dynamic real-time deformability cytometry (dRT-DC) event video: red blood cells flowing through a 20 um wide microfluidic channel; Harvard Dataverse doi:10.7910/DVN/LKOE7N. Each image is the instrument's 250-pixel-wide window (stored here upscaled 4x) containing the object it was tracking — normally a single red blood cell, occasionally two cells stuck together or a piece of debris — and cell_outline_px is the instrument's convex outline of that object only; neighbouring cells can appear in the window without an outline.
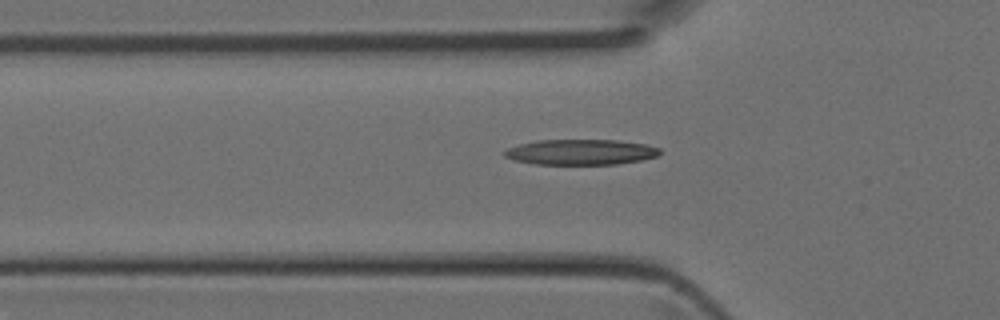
{"species": "Egyptian fruit bat (a non-hibernating species)", "species_latin": "Rousettus aegyptiacus", "temperature_condition": "room temperature", "stored_images_in_passage": 32, "camera_frame_rate_fps": 3000, "um_per_image_px": 0.085, "animal": {"sex": "female"}, "frame": {"image": 1, "passage_image": 3, "time_ms": 0.667, "image_size_px": [1000, 320], "cell_outline_px": [[660, 152], [656, 156], [640, 160], [616, 164], [536, 164], [516, 160], [504, 156], [504, 152], [508, 148], [520, 144], [536, 140], [616, 140], [644, 144], [660, 148]], "centroid_in_image_um": [49.36, 12.92], "position_along_channel_um": 76.4, "area_um2": 22.77}}
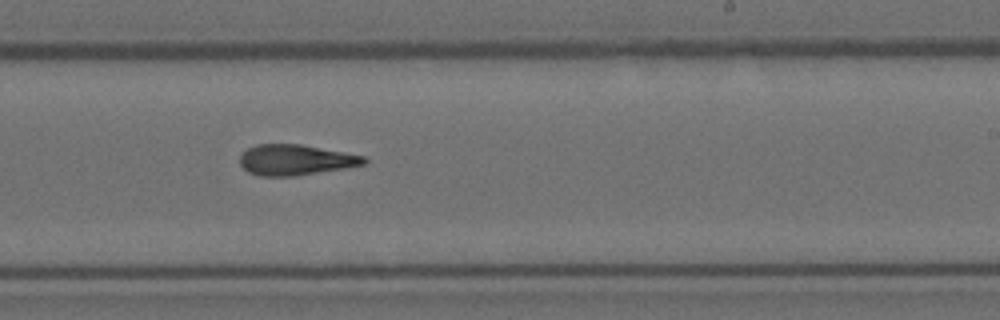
{"frame": {"image": 2, "passage_image": 15, "time_ms": 4.667, "image_size_px": [1000, 320], "cell_outline_px": [[368, 164], [348, 168], [292, 176], [260, 176], [248, 172], [240, 164], [240, 156], [248, 148], [256, 144], [300, 144], [364, 156], [368, 160]], "centroid_in_image_um": [25.14, 13.59], "position_along_channel_um": 263.9, "area_um2": 22.14}}
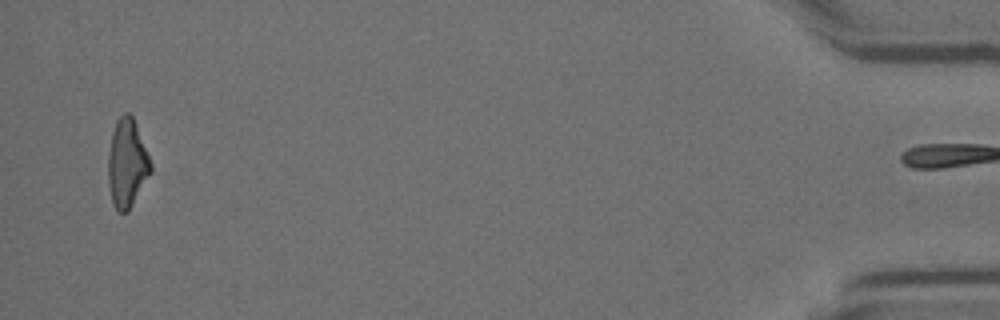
{"frame": {"image": 3, "passage_image": 31, "time_ms": 10.0, "image_size_px": [1000, 320], "cell_outline_px": [[152, 172], [128, 212], [120, 212], [112, 204], [108, 184], [108, 156], [112, 132], [116, 120], [124, 112], [128, 112], [132, 116], [152, 164]], "centroid_in_image_um": [10.79, 13.9], "position_along_channel_um": 424.4, "area_um2": 21.91}}